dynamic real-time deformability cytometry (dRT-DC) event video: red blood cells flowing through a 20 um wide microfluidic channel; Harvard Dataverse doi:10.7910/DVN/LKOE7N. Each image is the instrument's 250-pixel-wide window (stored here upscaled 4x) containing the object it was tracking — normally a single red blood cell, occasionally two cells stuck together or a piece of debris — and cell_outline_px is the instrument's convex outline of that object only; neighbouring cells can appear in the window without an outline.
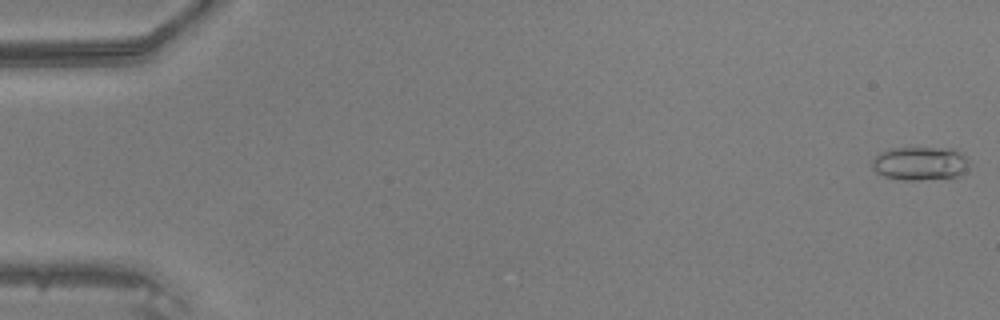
{"species": "common noctule bat (a hibernating species)", "species_latin": "Nyctalus noctula", "temperature_condition": "warm", "stored_images_in_passage": 36, "camera_frame_rate_fps": 3000, "um_per_image_px": 0.085, "animal": {"sex": "male", "body_mass_g": 20.5, "forearm_length_mm": 52.5}, "frame": {"image": 1, "passage_image": 1, "time_ms": 0.0, "image_size_px": [1000, 320], "cell_outline_px": [[968, 164], [964, 172], [956, 180], [904, 180], [884, 176], [876, 172], [872, 168], [872, 160], [880, 152], [892, 148], [952, 148], [960, 152], [968, 160]], "centroid_in_image_um": [78.25, 13.93], "position_along_channel_um": 6.7, "area_um2": 19.48}}
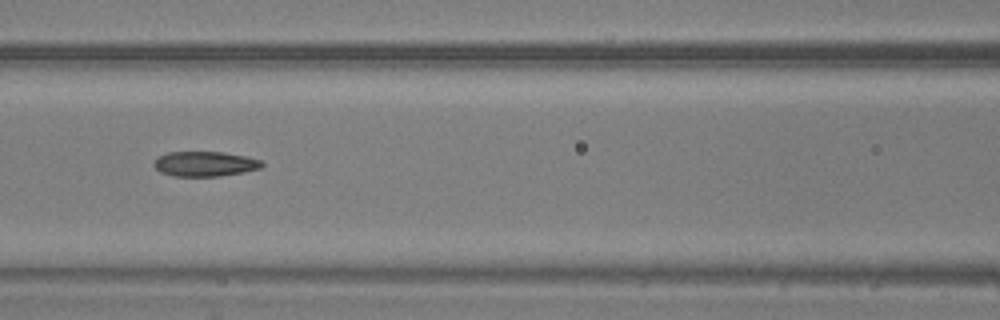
{"frame": {"image": 2, "passage_image": 22, "time_ms": 7.0, "image_size_px": [1000, 320], "cell_outline_px": [[264, 164], [260, 168], [244, 172], [220, 176], [172, 176], [160, 172], [152, 164], [160, 156], [168, 152], [224, 152], [244, 156], [260, 160]], "centroid_in_image_um": [17.41, 13.93], "position_along_channel_um": 149.2, "area_um2": 15.61}}
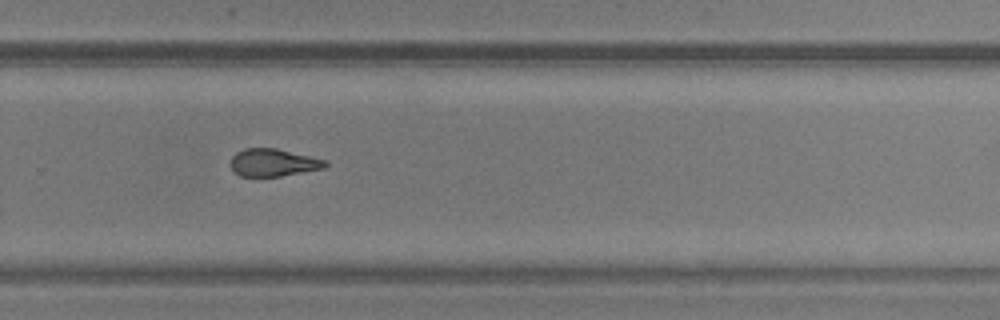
{"frame": {"image": 3, "passage_image": 33, "time_ms": 10.667, "image_size_px": [1000, 320], "cell_outline_px": [[328, 164], [324, 168], [280, 176], [240, 176], [228, 164], [232, 156], [236, 152], [244, 148], [276, 148], [328, 160]], "centroid_in_image_um": [23.21, 13.81], "position_along_channel_um": 306.6, "area_um2": 15.26}}